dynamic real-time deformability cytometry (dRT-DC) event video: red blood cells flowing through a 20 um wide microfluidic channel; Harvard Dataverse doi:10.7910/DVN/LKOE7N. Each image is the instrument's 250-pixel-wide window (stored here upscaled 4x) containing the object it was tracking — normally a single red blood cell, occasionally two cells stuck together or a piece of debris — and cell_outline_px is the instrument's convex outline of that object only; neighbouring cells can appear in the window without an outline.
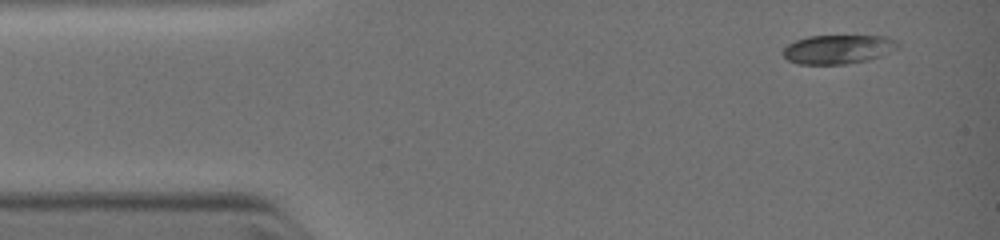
{"species": "common noctule bat (a hibernating species)", "species_latin": "Nyctalus noctula", "temperature_condition": "warm", "stored_images_in_passage": 4, "camera_frame_rate_fps": 3000, "um_per_image_px": 0.085, "animal": {"sex": "female", "body_mass_g": 19.0, "forearm_length_mm": 51.5}, "frame": {"image": 1, "passage_image": 1, "time_ms": 0.0, "image_size_px": [1000, 240], "cell_outline_px": [[900, 44], [896, 48], [880, 56], [868, 60], [844, 64], [796, 64], [788, 60], [780, 52], [788, 44], [796, 40], [808, 36], [888, 36], [896, 40]], "centroid_in_image_um": [71.21, 4.19], "position_along_channel_um": 13.8, "area_um2": 19.42}}
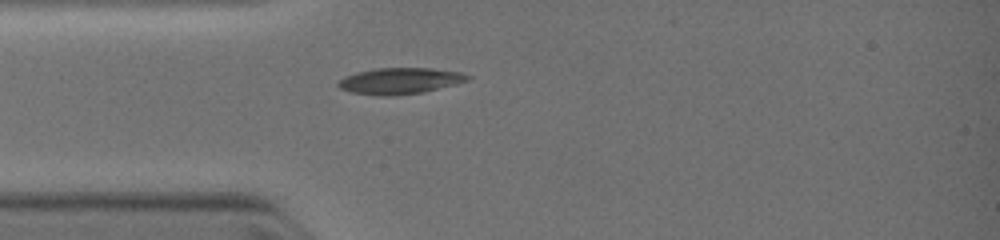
{"frame": {"image": 2, "passage_image": 4, "time_ms": 2.333, "image_size_px": [1000, 240], "cell_outline_px": [[472, 76], [468, 80], [424, 92], [392, 96], [376, 96], [352, 92], [340, 88], [336, 84], [344, 76], [356, 72], [372, 68], [432, 68], [460, 72]], "centroid_in_image_um": [33.96, 6.87], "position_along_channel_um": 51.0, "area_um2": 19.83}}